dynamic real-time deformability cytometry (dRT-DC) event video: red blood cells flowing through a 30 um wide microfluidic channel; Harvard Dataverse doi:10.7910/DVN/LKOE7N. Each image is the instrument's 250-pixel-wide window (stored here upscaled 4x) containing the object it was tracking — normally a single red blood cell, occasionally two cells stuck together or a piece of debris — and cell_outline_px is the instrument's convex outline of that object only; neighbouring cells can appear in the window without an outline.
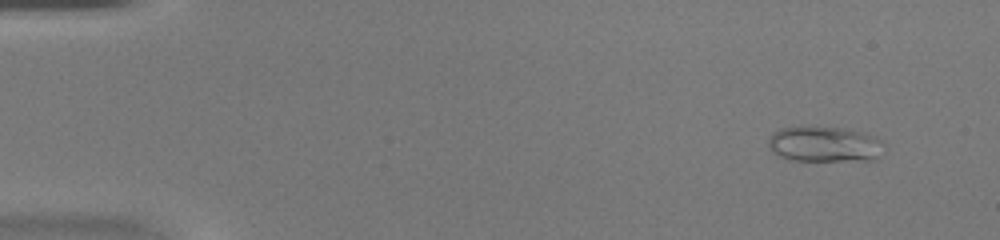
{"species": "common noctule bat (a hibernating species)", "species_latin": "Nyctalus noctula", "temperature_condition": "warm", "stored_images_in_passage": 49, "camera_frame_rate_fps": 3000, "um_per_image_px": 0.085, "animal": {"sex": "female", "body_mass_g": 20.0, "forearm_length_mm": 54.0}, "frame": {"image": 1, "passage_image": 4, "time_ms": 1.0, "image_size_px": [1000, 240], "cell_outline_px": [[880, 140], [876, 156], [872, 160], [792, 160], [780, 156], [772, 152], [768, 144], [768, 136], [772, 132], [780, 128], [840, 128], [860, 132], [876, 136]], "centroid_in_image_um": [69.97, 12.26], "position_along_channel_um": 15.0, "area_um2": 23.06}}
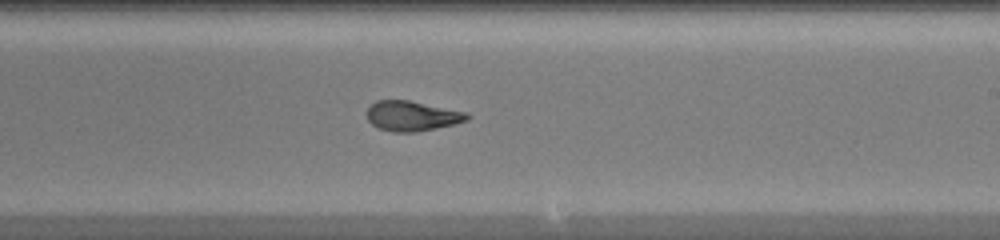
{"frame": {"image": 2, "passage_image": 30, "time_ms": 9.667, "image_size_px": [1000, 240], "cell_outline_px": [[472, 116], [468, 120], [436, 128], [416, 132], [392, 132], [380, 128], [372, 124], [368, 120], [368, 104], [376, 100], [408, 100], [468, 112]], "centroid_in_image_um": [35.03, 9.85], "position_along_channel_um": 254.0, "area_um2": 17.57}}
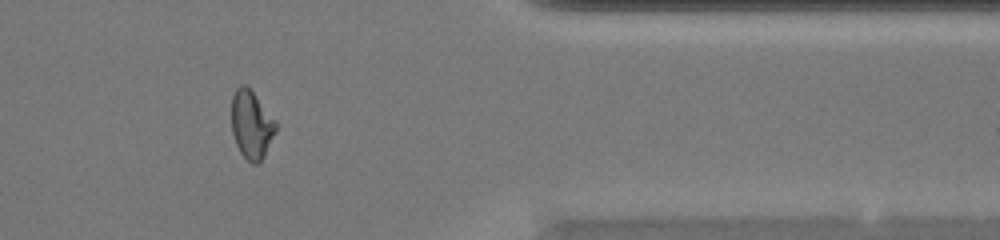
{"frame": {"image": 3, "passage_image": 41, "time_ms": 13.333, "image_size_px": [1000, 240], "cell_outline_px": [[276, 132], [264, 156], [256, 164], [252, 164], [240, 152], [236, 144], [232, 132], [232, 96], [236, 88], [240, 84], [244, 84], [252, 92], [276, 120]], "centroid_in_image_um": [21.37, 10.6], "position_along_channel_um": 390.0, "area_um2": 17.4}, "authors_computed_cell_mechanics": {"area_um2": 18.7272, "velocity_mm_per_s": 4.2032, "shape_relaxation_time_tau1_ms": null, "shape_relaxation_time_tau2_ms": 0.9429, "deformation_change_tau1": null, "deformation_change_tau2": 0.068}}